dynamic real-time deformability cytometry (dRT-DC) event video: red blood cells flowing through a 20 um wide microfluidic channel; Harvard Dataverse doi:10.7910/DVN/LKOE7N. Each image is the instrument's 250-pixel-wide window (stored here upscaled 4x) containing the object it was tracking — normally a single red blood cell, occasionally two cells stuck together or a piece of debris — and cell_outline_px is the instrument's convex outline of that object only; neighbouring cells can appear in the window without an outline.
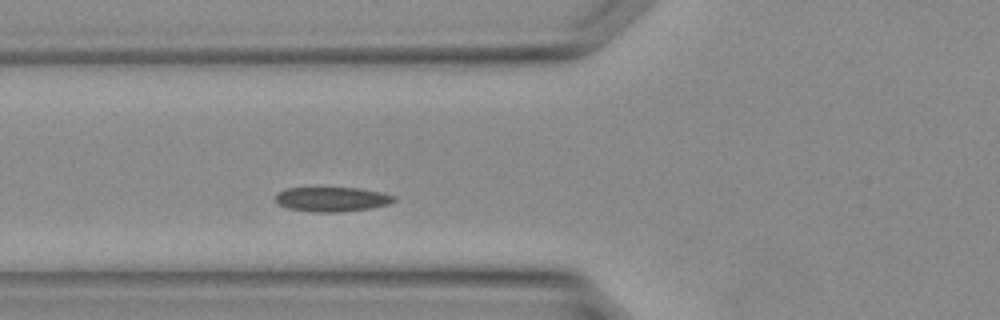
{"species": "Egyptian fruit bat (a non-hibernating species)", "species_latin": "Rousettus aegyptiacus", "temperature_condition": "warm", "stored_images_in_passage": 5, "camera_frame_rate_fps": 3000, "um_per_image_px": 0.085, "animal": {"sex": "female"}, "frame": {"image": 1, "passage_image": 2, "time_ms": 0.333, "image_size_px": [1000, 320], "cell_outline_px": [[396, 200], [388, 204], [368, 208], [340, 212], [312, 212], [288, 208], [280, 204], [276, 200], [276, 192], [284, 188], [360, 188], [380, 192], [396, 196]], "centroid_in_image_um": [28.2, 16.93], "position_along_channel_um": 97.6, "area_um2": 16.88}}
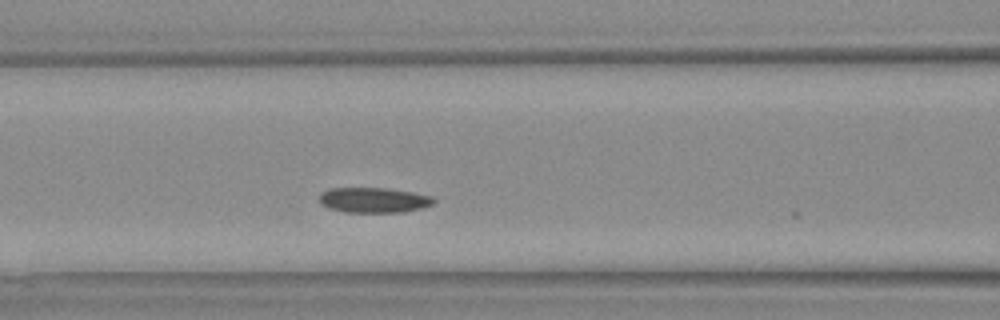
{"frame": {"image": 2, "passage_image": 4, "time_ms": 1.0, "image_size_px": [1000, 320], "cell_outline_px": [[436, 200], [432, 204], [420, 208], [400, 212], [344, 212], [328, 208], [320, 204], [320, 196], [328, 188], [388, 188], [432, 196]], "centroid_in_image_um": [31.74, 17.0], "position_along_channel_um": 134.9, "area_um2": 16.65}}